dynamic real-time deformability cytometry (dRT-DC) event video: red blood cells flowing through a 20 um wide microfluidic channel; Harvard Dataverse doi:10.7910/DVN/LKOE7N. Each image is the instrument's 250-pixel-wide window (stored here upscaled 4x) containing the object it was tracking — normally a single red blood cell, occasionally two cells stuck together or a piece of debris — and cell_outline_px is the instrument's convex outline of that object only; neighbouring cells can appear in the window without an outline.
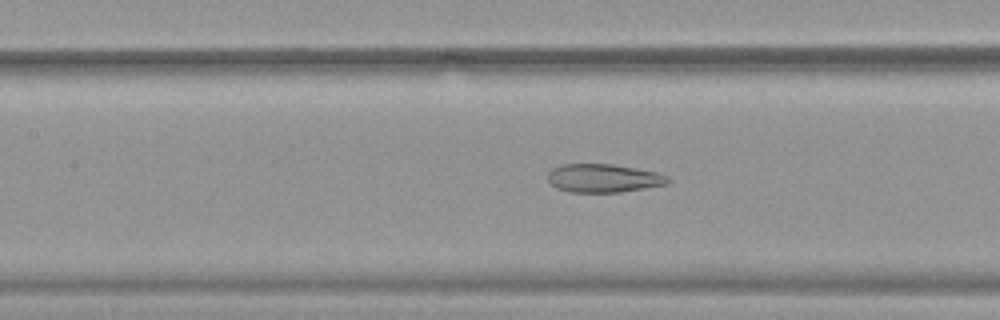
{"species": "common noctule bat (a hibernating species)", "species_latin": "Nyctalus noctula", "temperature_condition": "warm", "stored_images_in_passage": 53, "camera_frame_rate_fps": 3000, "um_per_image_px": 0.085, "animal": {"sex": "female", "body_mass_g": 19.9}, "frame": {"image": 1, "passage_image": 25, "time_ms": 8.0, "image_size_px": [1000, 320], "cell_outline_px": [[672, 180], [668, 184], [620, 192], [568, 192], [556, 188], [548, 180], [548, 172], [552, 168], [560, 164], [612, 164], [656, 172], [668, 176]], "centroid_in_image_um": [51.28, 15.14], "position_along_channel_um": 156.1, "area_um2": 19.94}}
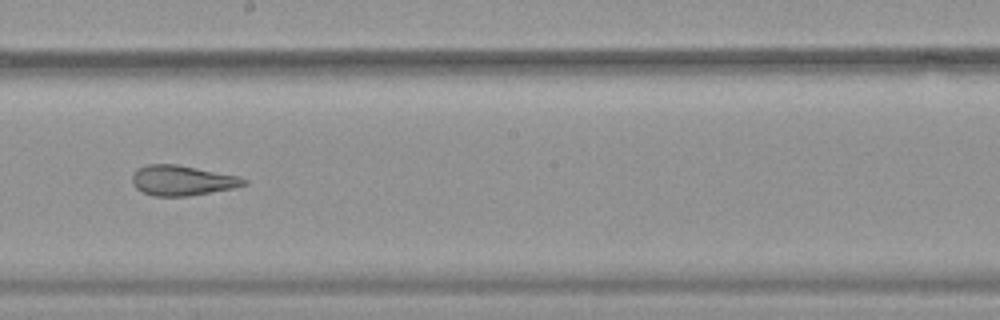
{"frame": {"image": 2, "passage_image": 31, "time_ms": 10.0, "image_size_px": [1000, 320], "cell_outline_px": [[248, 184], [232, 188], [188, 196], [152, 196], [136, 188], [132, 184], [132, 176], [140, 168], [148, 164], [176, 164], [240, 176], [248, 180]], "centroid_in_image_um": [15.51, 15.34], "position_along_channel_um": 232.7, "area_um2": 19.48}}
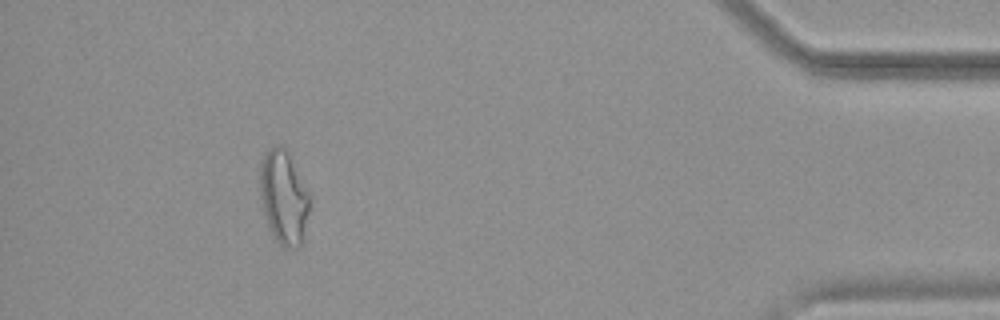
{"frame": {"image": 3, "passage_image": 49, "time_ms": 16.0, "image_size_px": [1000, 320], "cell_outline_px": [[312, 200], [300, 248], [284, 248], [276, 240], [268, 228], [260, 196], [260, 160], [264, 152], [268, 148], [276, 144], [280, 144], [288, 152], [312, 192]], "centroid_in_image_um": [24.15, 16.73], "position_along_channel_um": 411.1, "area_um2": 28.15}, "authors_computed_cell_mechanics": {"area_um2": 25.4898, "velocity_mm_per_s": 3.8533, "shape_relaxation_time_tau1_ms": null, "shape_relaxation_time_tau2_ms": 1.8796, "deformation_change_tau1": null, "deformation_change_tau2": 0.1068}}